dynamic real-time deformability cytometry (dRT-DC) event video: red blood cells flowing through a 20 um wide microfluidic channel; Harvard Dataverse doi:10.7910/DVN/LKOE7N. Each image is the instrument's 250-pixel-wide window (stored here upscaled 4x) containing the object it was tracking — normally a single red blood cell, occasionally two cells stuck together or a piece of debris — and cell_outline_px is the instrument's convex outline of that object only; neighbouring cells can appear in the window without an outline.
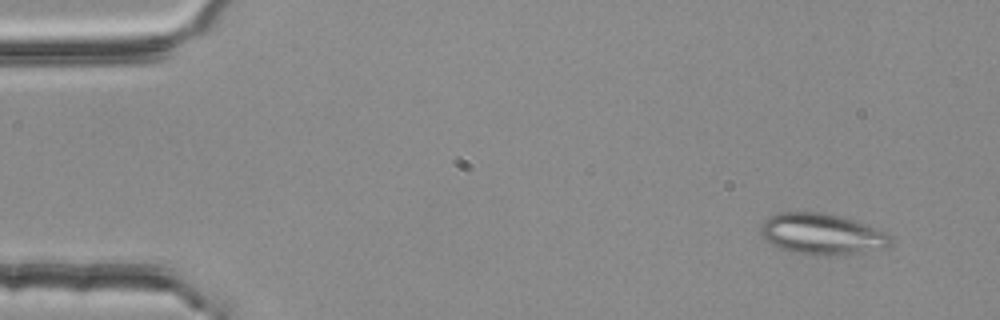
{"species": "common noctule bat (a hibernating species)", "species_latin": "Nyctalus noctula", "temperature_condition": "room temperature", "stored_images_in_passage": 3, "camera_frame_rate_fps": 3000, "um_per_image_px": 0.085, "animal": {"sex": "female", "body_mass_g": 25.1}, "frame": {"image": 1, "passage_image": 1, "time_ms": 0.0, "image_size_px": [1000, 320], "cell_outline_px": [[892, 244], [884, 248], [840, 256], [816, 256], [792, 252], [780, 248], [764, 240], [760, 232], [760, 224], [768, 216], [780, 212], [820, 212], [840, 216], [884, 228], [892, 236]], "centroid_in_image_um": [69.91, 19.9], "position_along_channel_um": 15.1, "area_um2": 32.02}}